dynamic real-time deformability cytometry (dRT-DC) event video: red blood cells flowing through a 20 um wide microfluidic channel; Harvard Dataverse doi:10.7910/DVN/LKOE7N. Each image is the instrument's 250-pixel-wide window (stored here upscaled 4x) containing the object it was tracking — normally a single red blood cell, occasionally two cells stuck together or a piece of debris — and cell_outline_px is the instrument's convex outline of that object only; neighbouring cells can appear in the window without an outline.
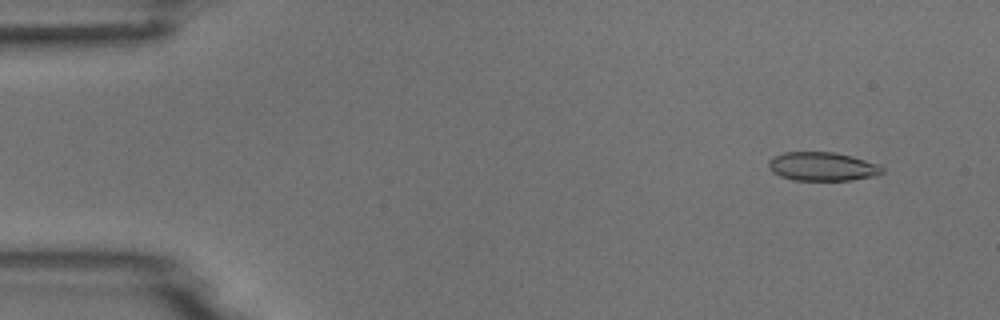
{"species": "common noctule bat (a hibernating species)", "species_latin": "Nyctalus noctula", "temperature_condition": "room temperature", "stored_images_in_passage": 4, "camera_frame_rate_fps": 3000, "um_per_image_px": 0.085, "animal": {"sex": "male", "body_mass_g": 18.8}, "frame": {"image": 1, "passage_image": 1, "time_ms": 0.0, "image_size_px": [1000, 320], "cell_outline_px": [[884, 172], [876, 176], [852, 180], [792, 180], [780, 176], [772, 172], [768, 168], [768, 160], [772, 156], [784, 152], [832, 152], [852, 156], [876, 164], [884, 168]], "centroid_in_image_um": [69.86, 14.15], "position_along_channel_um": 15.1, "area_um2": 19.13}}
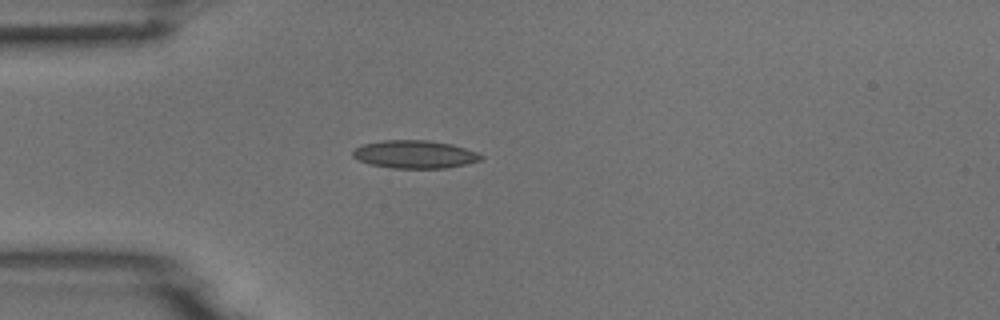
{"frame": {"image": 2, "passage_image": 4, "time_ms": 3.333, "image_size_px": [1000, 320], "cell_outline_px": [[484, 156], [480, 160], [468, 164], [444, 168], [392, 168], [368, 164], [352, 156], [352, 152], [356, 148], [364, 144], [384, 140], [428, 140], [452, 144], [476, 152]], "centroid_in_image_um": [35.26, 13.12], "position_along_channel_um": 49.7, "area_um2": 20.81}}